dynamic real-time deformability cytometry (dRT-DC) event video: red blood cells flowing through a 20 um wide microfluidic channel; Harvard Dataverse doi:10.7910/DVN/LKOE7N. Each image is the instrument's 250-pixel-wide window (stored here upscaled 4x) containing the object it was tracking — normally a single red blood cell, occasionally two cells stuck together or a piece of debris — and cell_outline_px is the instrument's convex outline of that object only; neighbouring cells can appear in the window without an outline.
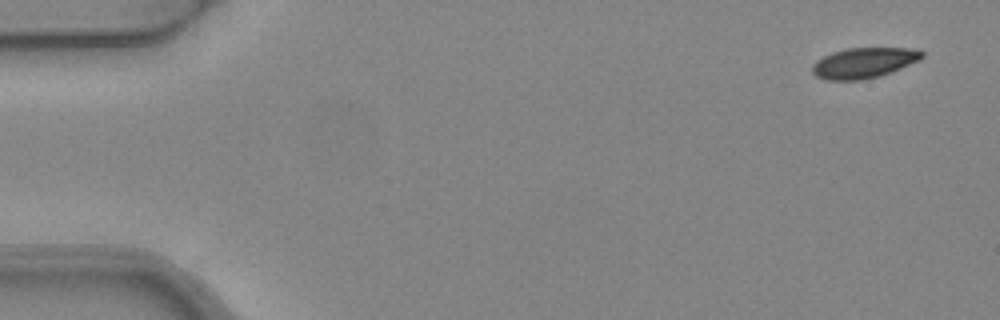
{"species": "common noctule bat (a hibernating species)", "species_latin": "Nyctalus noctula", "temperature_condition": "warm", "stored_images_in_passage": 6, "camera_frame_rate_fps": 3000, "um_per_image_px": 0.085, "animal": {"sex": "female", "body_mass_g": 24.6, "forearm_length_mm": 56.2}, "frame": {"image": 1, "passage_image": 1, "time_ms": 0.0, "image_size_px": [1000, 320], "cell_outline_px": [[924, 56], [920, 60], [892, 72], [880, 76], [860, 80], [828, 80], [816, 76], [812, 72], [812, 64], [816, 60], [832, 52], [848, 48], [912, 48], [924, 52]], "centroid_in_image_um": [73.43, 5.34], "position_along_channel_um": 11.6, "area_um2": 19.54}}
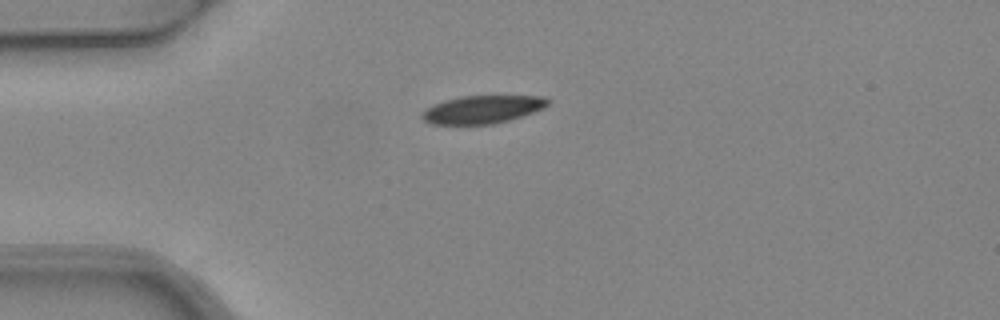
{"frame": {"image": 2, "passage_image": 4, "time_ms": 1.0, "image_size_px": [1000, 320], "cell_outline_px": [[552, 100], [544, 108], [508, 120], [492, 124], [432, 124], [424, 120], [420, 116], [428, 108], [444, 100], [460, 96], [544, 96]], "centroid_in_image_um": [41.04, 9.29], "position_along_channel_um": 44.0, "area_um2": 20.23}}
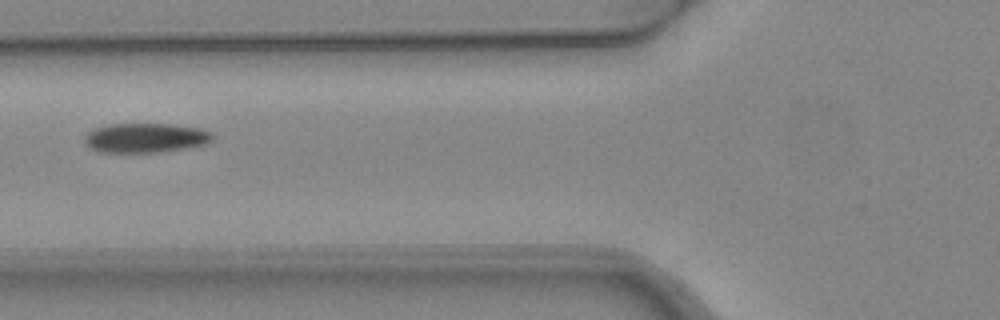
{"frame": {"image": 3, "passage_image": 6, "time_ms": 1.667, "image_size_px": [1000, 320], "cell_outline_px": [[212, 140], [208, 144], [184, 148], [156, 152], [100, 152], [88, 148], [84, 140], [84, 136], [92, 128], [108, 124], [172, 124], [200, 128], [212, 132]], "centroid_in_image_um": [12.33, 11.71], "position_along_channel_um": 113.5, "area_um2": 22.14}}